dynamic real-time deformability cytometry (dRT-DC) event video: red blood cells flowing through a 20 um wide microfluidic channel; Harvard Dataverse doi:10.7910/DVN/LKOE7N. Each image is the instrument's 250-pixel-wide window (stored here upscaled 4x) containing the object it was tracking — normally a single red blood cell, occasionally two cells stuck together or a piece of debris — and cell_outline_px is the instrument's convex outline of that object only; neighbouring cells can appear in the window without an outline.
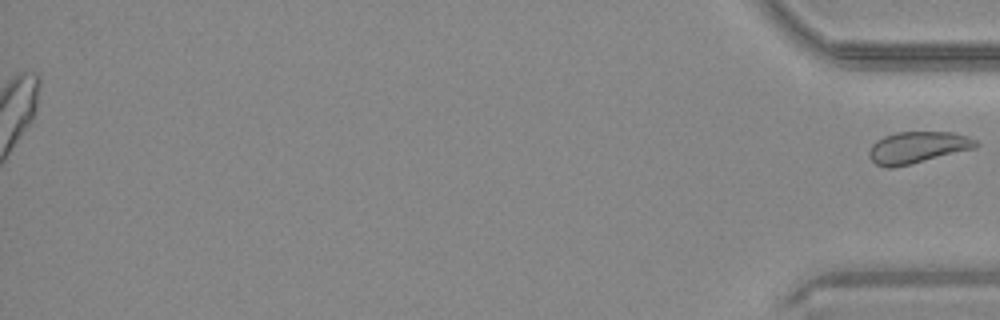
{"species": "common noctule bat (a hibernating species)", "species_latin": "Nyctalus noctula", "temperature_condition": "warm", "stored_images_in_passage": 47, "segment_of_instrument_passage": [2, 2], "camera_frame_rate_fps": 3000, "um_per_image_px": 0.085, "animal": {"sex": "male", "body_mass_g": 20.4}, "frame": {"image": 1, "passage_image": 47, "time_ms": 15.333, "image_size_px": [1000, 320], "cell_outline_px": [[976, 144], [968, 148], [908, 164], [876, 164], [872, 160], [872, 148], [880, 140], [888, 136], [904, 132], [944, 132], [960, 136]], "centroid_in_image_um": [77.92, 12.5], "position_along_channel_um": 357.3, "area_um2": 17.05}}